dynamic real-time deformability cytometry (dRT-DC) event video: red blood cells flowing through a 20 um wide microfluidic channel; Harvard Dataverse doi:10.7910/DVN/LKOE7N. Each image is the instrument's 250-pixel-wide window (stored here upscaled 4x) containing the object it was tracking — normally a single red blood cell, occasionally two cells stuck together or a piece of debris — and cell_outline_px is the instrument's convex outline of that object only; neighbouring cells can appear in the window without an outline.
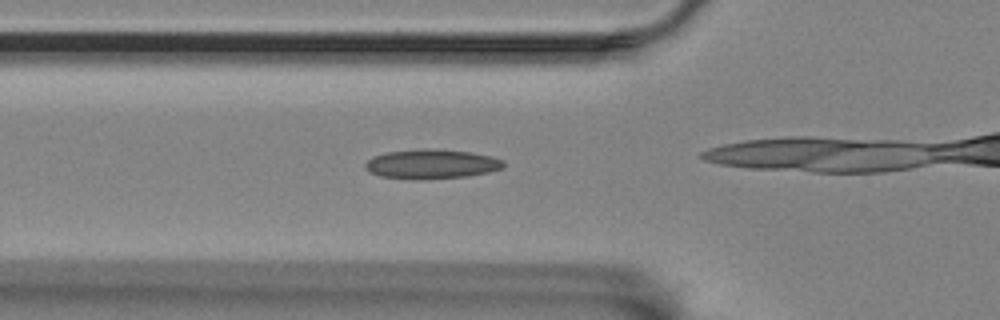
{"species": "Egyptian fruit bat (a non-hibernating species)", "species_latin": "Rousettus aegyptiacus", "temperature_condition": "room temperature", "stored_images_in_passage": 38, "camera_frame_rate_fps": 3000, "um_per_image_px": 0.085, "animal": {"sex": "female"}, "frame": {"image": 1, "passage_image": 12, "time_ms": 3.667, "image_size_px": [1000, 320], "cell_outline_px": [[504, 168], [488, 172], [468, 176], [420, 180], [416, 180], [380, 176], [368, 172], [364, 168], [364, 164], [372, 156], [388, 152], [428, 148], [472, 152], [492, 156], [504, 160]], "centroid_in_image_um": [36.67, 13.95], "position_along_channel_um": 89.1, "area_um2": 23.99}}